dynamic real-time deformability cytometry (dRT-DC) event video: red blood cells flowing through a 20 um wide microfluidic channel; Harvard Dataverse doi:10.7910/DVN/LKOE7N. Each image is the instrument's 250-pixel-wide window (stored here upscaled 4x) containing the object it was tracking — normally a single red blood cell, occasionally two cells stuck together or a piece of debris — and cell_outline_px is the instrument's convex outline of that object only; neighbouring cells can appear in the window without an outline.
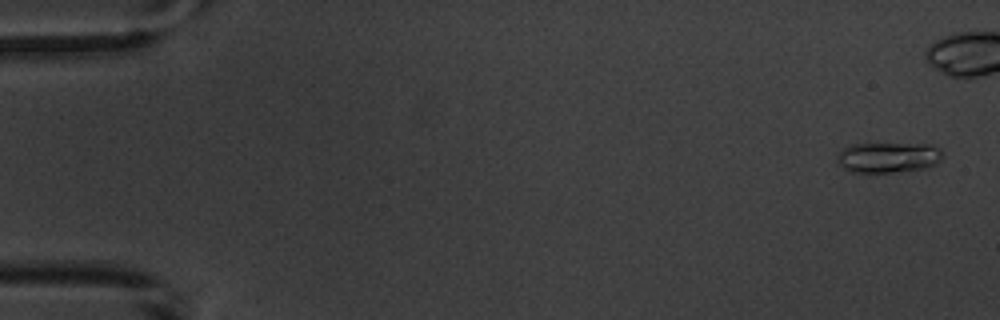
{"species": "common noctule bat (a hibernating species)", "species_latin": "Nyctalus noctula", "temperature_condition": "warm", "stored_images_in_passage": 4, "camera_frame_rate_fps": 3000, "um_per_image_px": 0.085, "animal": {"sex": "male", "body_mass_g": 20.1, "forearm_length_mm": 53.5}, "frame": {"image": 1, "passage_image": 1, "time_ms": 0.0, "image_size_px": [1000, 320], "cell_outline_px": [[944, 156], [936, 164], [928, 168], [888, 172], [852, 172], [844, 168], [836, 160], [836, 156], [844, 148], [852, 144], [928, 144], [940, 148]], "centroid_in_image_um": [75.53, 13.38], "position_along_channel_um": 9.5, "area_um2": 18.67}}